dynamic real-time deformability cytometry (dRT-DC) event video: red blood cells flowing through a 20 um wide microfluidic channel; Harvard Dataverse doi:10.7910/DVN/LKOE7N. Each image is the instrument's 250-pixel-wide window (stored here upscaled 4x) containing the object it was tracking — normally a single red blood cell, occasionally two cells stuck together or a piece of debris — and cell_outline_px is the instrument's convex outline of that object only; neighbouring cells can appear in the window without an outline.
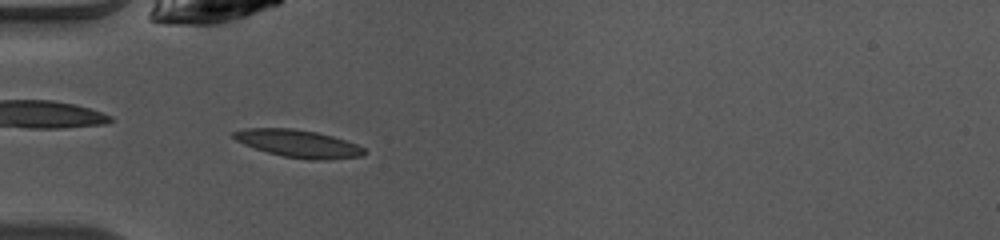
{"species": "common noctule bat (a hibernating species)", "species_latin": "Nyctalus noctula", "temperature_condition": "warm", "stored_images_in_passage": 35, "camera_frame_rate_fps": 3000, "um_per_image_px": 0.085, "animal": {"sex": "female", "body_mass_g": 10.0, "forearm_length_mm": 53.1}, "frame": {"image": 1, "passage_image": 1, "time_ms": 0.0, "image_size_px": [1000, 240], "cell_outline_px": [[368, 152], [360, 156], [328, 160], [312, 160], [284, 156], [268, 152], [244, 144], [236, 140], [232, 136], [232, 132], [244, 128], [292, 128], [316, 132], [332, 136], [356, 144], [364, 148]], "centroid_in_image_um": [25.36, 12.2], "position_along_channel_um": 59.6, "area_um2": 20.81}}
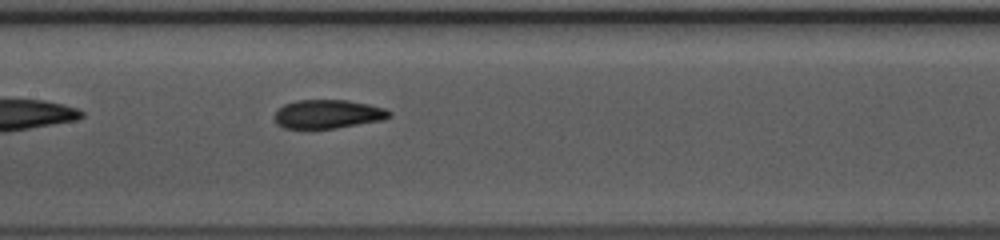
{"frame": {"image": 2, "passage_image": 10, "time_ms": 3.0, "image_size_px": [1000, 240], "cell_outline_px": [[392, 116], [384, 120], [336, 128], [284, 128], [276, 124], [272, 116], [284, 104], [296, 100], [348, 100], [368, 104], [384, 108], [392, 112]], "centroid_in_image_um": [27.87, 9.7], "position_along_channel_um": 179.5, "area_um2": 19.36}}
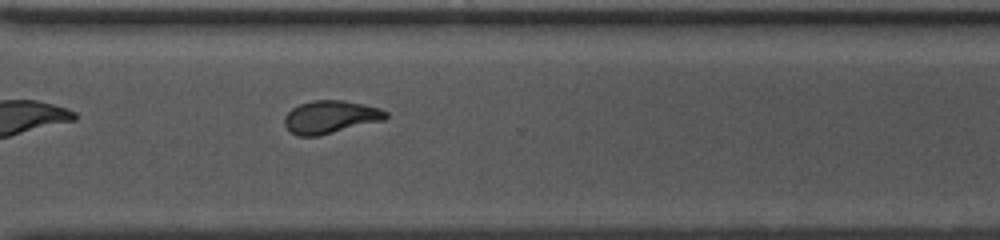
{"frame": {"image": 3, "passage_image": 22, "time_ms": 7.0, "image_size_px": [1000, 240], "cell_outline_px": [[388, 116], [384, 120], [320, 136], [300, 136], [292, 132], [284, 124], [284, 116], [292, 108], [300, 104], [312, 100], [344, 100], [364, 104], [380, 108], [388, 112]], "centroid_in_image_um": [28.11, 9.94], "position_along_channel_um": 342.5, "area_um2": 19.48}, "authors_computed_cell_mechanics": {"area_um2": 19.4786, "velocity_mm_per_s": 4.0871, "shape_relaxation_time_tau1_ms": 8.1602, "shape_relaxation_time_tau2_ms": 1.6168, "deformation_change_tau1": 0.2214, "deformation_change_tau2": 0.0674}}